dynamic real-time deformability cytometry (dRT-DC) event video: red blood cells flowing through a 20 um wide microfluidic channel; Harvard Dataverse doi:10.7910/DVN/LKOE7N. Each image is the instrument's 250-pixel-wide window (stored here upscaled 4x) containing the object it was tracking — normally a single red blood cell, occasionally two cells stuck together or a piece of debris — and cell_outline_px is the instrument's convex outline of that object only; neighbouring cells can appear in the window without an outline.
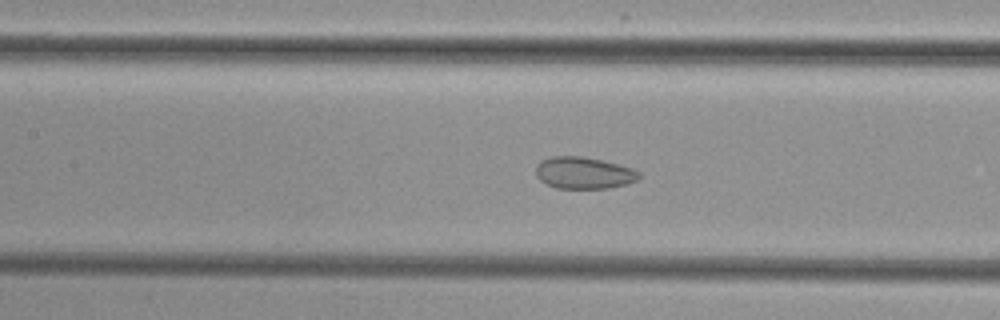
{"species": "common noctule bat (a hibernating species)", "species_latin": "Nyctalus noctula", "temperature_condition": "cold", "stored_images_in_passage": 54, "segment_of_instrument_passage": [2, 2], "camera_frame_rate_fps": 3000, "um_per_image_px": 0.085, "animal": {"sex": "female", "body_mass_g": 29.2, "forearm_length_mm": 56.3}, "frame": {"image": 1, "passage_image": 25, "time_ms": 8.0, "image_size_px": [1000, 320], "cell_outline_px": [[640, 176], [636, 180], [628, 184], [608, 188], [556, 188], [540, 180], [536, 176], [536, 164], [540, 160], [552, 156], [580, 156], [600, 160], [632, 168], [640, 172]], "centroid_in_image_um": [49.6, 14.69], "position_along_channel_um": 157.8, "area_um2": 19.07}}
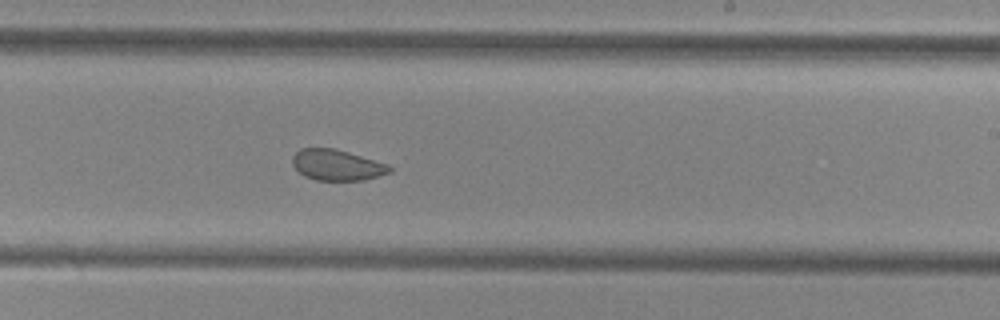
{"frame": {"image": 2, "passage_image": 33, "time_ms": 10.667, "image_size_px": [1000, 320], "cell_outline_px": [[392, 172], [364, 180], [316, 180], [304, 176], [292, 164], [292, 156], [300, 148], [332, 148], [348, 152], [388, 164], [392, 168]], "centroid_in_image_um": [28.64, 14.03], "position_along_channel_um": 260.4, "area_um2": 17.4}}
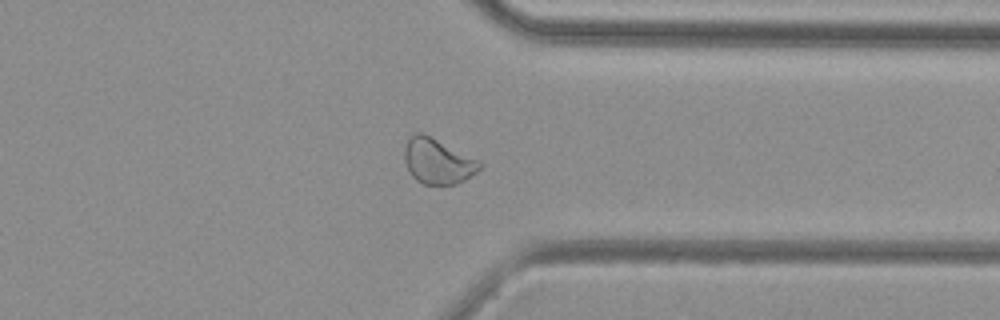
{"frame": {"image": 3, "passage_image": 42, "time_ms": 13.667, "image_size_px": [1000, 320], "cell_outline_px": [[484, 164], [476, 172], [464, 180], [456, 184], [424, 184], [416, 180], [408, 172], [404, 160], [404, 148], [408, 140], [416, 132], [424, 132], [480, 160]], "centroid_in_image_um": [37.2, 13.68], "position_along_channel_um": 374.2, "area_um2": 20.11}}